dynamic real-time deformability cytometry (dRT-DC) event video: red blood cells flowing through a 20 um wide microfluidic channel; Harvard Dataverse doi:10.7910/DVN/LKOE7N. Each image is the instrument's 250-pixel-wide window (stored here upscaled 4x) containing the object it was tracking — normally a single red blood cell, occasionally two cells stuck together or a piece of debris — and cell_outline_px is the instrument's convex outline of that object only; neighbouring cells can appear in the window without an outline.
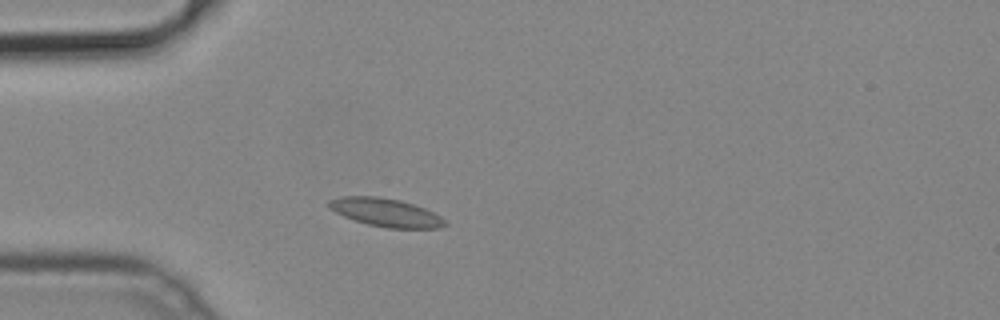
{"species": "common noctule bat (a hibernating species)", "species_latin": "Nyctalus noctula", "temperature_condition": "cold", "stored_images_in_passage": 39, "camera_frame_rate_fps": 3000, "um_per_image_px": 0.085, "animal": {"sex": "male", "body_mass_g": 19.2, "forearm_length_mm": 51.8}, "frame": {"image": 1, "passage_image": 1, "time_ms": 0.0, "image_size_px": [1000, 320], "cell_outline_px": [[448, 224], [440, 228], [388, 228], [368, 224], [344, 216], [328, 208], [328, 200], [340, 196], [380, 196], [400, 200], [424, 208], [440, 216]], "centroid_in_image_um": [32.77, 18.05], "position_along_channel_um": 52.2, "area_um2": 19.02}}
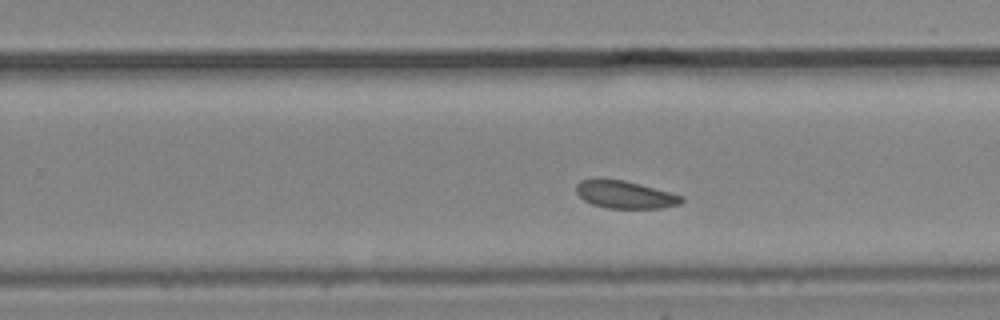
{"frame": {"image": 2, "passage_image": 19, "time_ms": 6.0, "image_size_px": [1000, 320], "cell_outline_px": [[684, 200], [680, 204], [664, 208], [608, 208], [592, 204], [584, 200], [576, 192], [576, 184], [580, 180], [592, 176], [596, 176], [624, 180], [640, 184], [684, 196]], "centroid_in_image_um": [53.07, 16.5], "position_along_channel_um": 276.7, "area_um2": 17.4}}
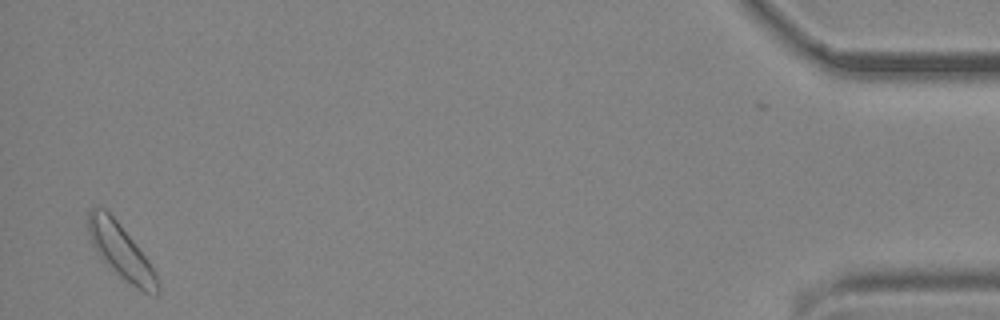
{"frame": {"image": 3, "passage_image": 37, "time_ms": 12.0, "image_size_px": [1000, 320], "cell_outline_px": [[160, 292], [156, 296], [144, 292], [136, 288], [120, 276], [100, 256], [92, 244], [88, 232], [88, 212], [92, 208], [104, 208], [120, 224], [148, 260], [156, 272], [160, 288]], "centroid_in_image_um": [10.31, 21.39], "position_along_channel_um": 424.9, "area_um2": 21.62}}